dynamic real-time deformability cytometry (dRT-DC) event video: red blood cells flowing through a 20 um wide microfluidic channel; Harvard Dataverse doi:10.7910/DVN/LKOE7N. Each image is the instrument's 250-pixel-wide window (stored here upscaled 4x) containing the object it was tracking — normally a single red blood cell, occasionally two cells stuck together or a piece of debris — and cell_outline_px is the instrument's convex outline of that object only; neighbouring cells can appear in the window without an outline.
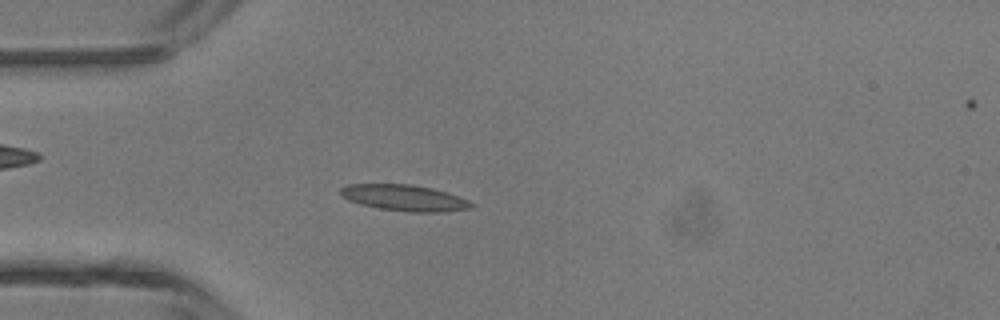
{"species": "common noctule bat (a hibernating species)", "species_latin": "Nyctalus noctula", "temperature_condition": "room temperature", "stored_images_in_passage": 3, "camera_frame_rate_fps": 3000, "um_per_image_px": 0.085, "animal": {"sex": "male", "body_mass_g": 13.3}, "frame": {"image": 1, "passage_image": 2, "time_ms": 0.333, "image_size_px": [1000, 320], "cell_outline_px": [[472, 208], [440, 212], [412, 212], [380, 208], [360, 204], [348, 200], [340, 196], [340, 188], [348, 184], [412, 184], [432, 188], [448, 192], [468, 200], [472, 204]], "centroid_in_image_um": [34.35, 16.81], "position_along_channel_um": 50.7, "area_um2": 19.88}}